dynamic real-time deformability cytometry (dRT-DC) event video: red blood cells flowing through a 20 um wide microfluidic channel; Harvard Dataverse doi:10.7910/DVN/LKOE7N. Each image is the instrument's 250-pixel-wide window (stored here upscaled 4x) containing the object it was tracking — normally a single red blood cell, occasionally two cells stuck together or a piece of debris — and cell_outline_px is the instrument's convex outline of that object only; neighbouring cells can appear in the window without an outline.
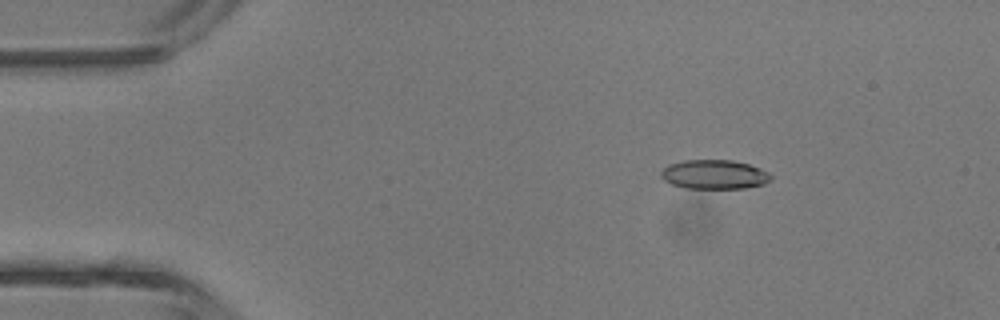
{"species": "common noctule bat (a hibernating species)", "species_latin": "Nyctalus noctula", "temperature_condition": "room temperature", "stored_images_in_passage": 4, "camera_frame_rate_fps": 3000, "um_per_image_px": 0.085, "animal": {"sex": "male", "body_mass_g": 13.3}, "frame": {"image": 1, "passage_image": 1, "time_ms": 0.0, "image_size_px": [1000, 320], "cell_outline_px": [[772, 180], [764, 184], [744, 188], [688, 188], [672, 184], [664, 180], [660, 176], [660, 172], [668, 164], [684, 160], [732, 160], [748, 164], [760, 168], [768, 172], [772, 176]], "centroid_in_image_um": [60.72, 14.82], "position_along_channel_um": 24.3, "area_um2": 18.73}}
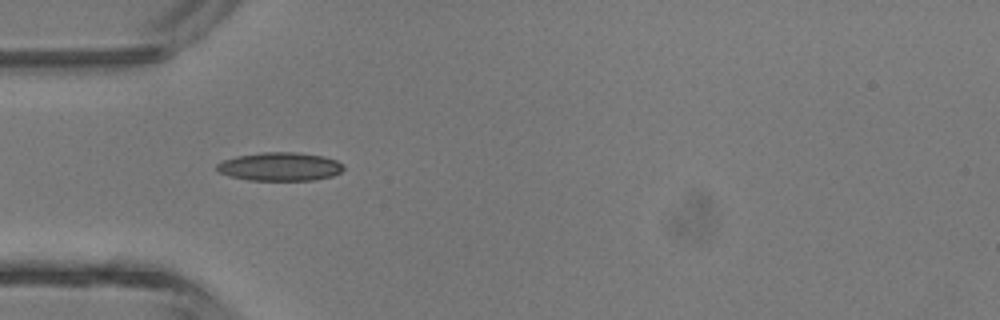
{"frame": {"image": 2, "passage_image": 3, "time_ms": 2.333, "image_size_px": [1000, 320], "cell_outline_px": [[344, 168], [340, 172], [332, 176], [316, 180], [248, 180], [232, 176], [220, 172], [216, 168], [216, 164], [224, 160], [236, 156], [264, 152], [296, 152], [324, 156], [336, 160], [344, 164]], "centroid_in_image_um": [23.83, 14.16], "position_along_channel_um": 61.2, "area_um2": 20.98}}
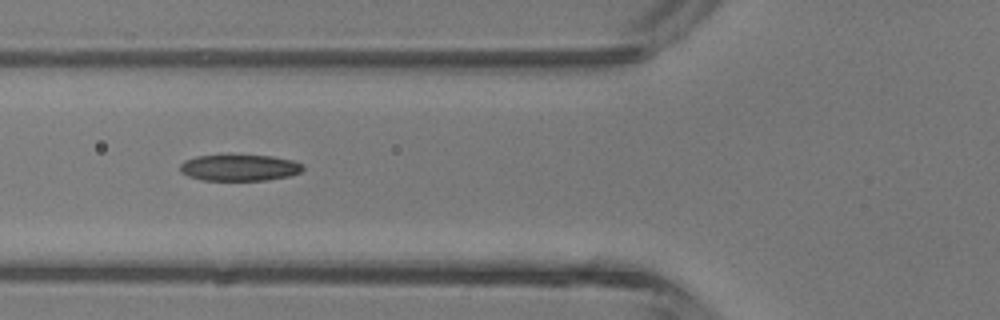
{"frame": {"image": 3, "passage_image": 4, "time_ms": 3.333, "image_size_px": [1000, 320], "cell_outline_px": [[304, 168], [300, 172], [292, 176], [268, 180], [200, 180], [188, 176], [180, 172], [180, 164], [184, 160], [196, 156], [272, 156], [292, 160], [304, 164]], "centroid_in_image_um": [20.37, 14.27], "position_along_channel_um": 105.4, "area_um2": 18.84}}